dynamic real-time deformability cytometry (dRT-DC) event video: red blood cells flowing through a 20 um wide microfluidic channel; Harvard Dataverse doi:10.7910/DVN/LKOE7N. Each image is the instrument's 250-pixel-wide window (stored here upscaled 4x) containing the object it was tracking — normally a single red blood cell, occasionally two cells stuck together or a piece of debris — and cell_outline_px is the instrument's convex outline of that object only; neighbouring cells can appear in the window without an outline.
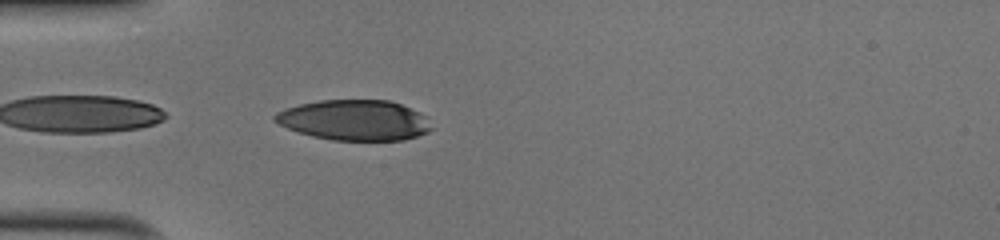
{"species": "human", "species_latin": "Homo sapiens", "temperature_condition": "cold", "stored_images_in_passage": 36, "camera_frame_rate_fps": 3000, "um_per_image_px": 0.085, "donor": {"sex": "male"}, "frame": {"image": 1, "passage_image": 1, "time_ms": 0.0, "image_size_px": [1000, 240], "cell_outline_px": [[432, 128], [428, 132], [404, 140], [332, 140], [312, 136], [288, 128], [272, 120], [272, 116], [276, 112], [284, 108], [300, 104], [320, 100], [388, 100], [400, 104], [424, 116]], "centroid_in_image_um": [30.07, 10.21], "position_along_channel_um": 54.9, "area_um2": 36.59}}
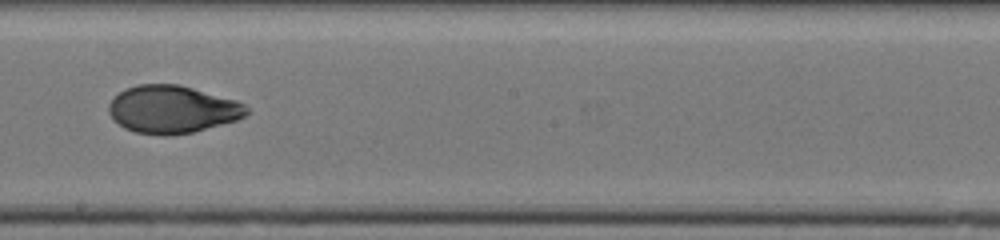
{"frame": {"image": 2, "passage_image": 15, "time_ms": 4.667, "image_size_px": [1000, 240], "cell_outline_px": [[252, 112], [236, 120], [192, 132], [168, 136], [164, 136], [136, 132], [124, 128], [112, 120], [108, 112], [108, 104], [124, 88], [136, 84], [180, 84], [236, 100], [244, 104]], "centroid_in_image_um": [14.63, 9.29], "position_along_channel_um": 233.6, "area_um2": 38.49}}
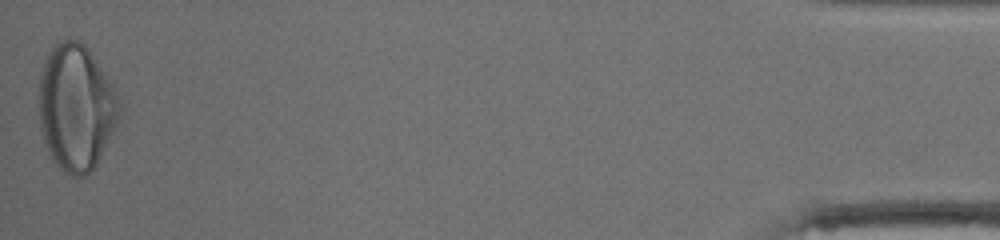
{"frame": {"image": 3, "passage_image": 36, "time_ms": 11.667, "image_size_px": [1000, 240], "cell_outline_px": [[120, 116], [96, 164], [84, 176], [72, 176], [64, 172], [52, 160], [44, 140], [40, 128], [40, 76], [48, 52], [60, 40], [76, 40], [84, 44], [112, 84], [120, 96]], "centroid_in_image_um": [6.47, 9.14], "position_along_channel_um": 428.7, "area_um2": 58.38}, "authors_computed_cell_mechanics": {"area_um2": 39.1884, "velocity_mm_per_s": 4.0515, "shape_relaxation_time_tau1_ms": 5.7203, "shape_relaxation_time_tau2_ms": 1.0769, "deformation_change_tau1": 0.203, "deformation_change_tau2": 0.0499}}